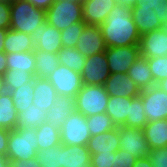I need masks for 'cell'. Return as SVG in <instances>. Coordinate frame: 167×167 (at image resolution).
Here are the masks:
<instances>
[{
	"label": "cell",
	"instance_id": "6",
	"mask_svg": "<svg viewBox=\"0 0 167 167\" xmlns=\"http://www.w3.org/2000/svg\"><path fill=\"white\" fill-rule=\"evenodd\" d=\"M91 137L86 116L75 110L60 127V140L63 145L87 146Z\"/></svg>",
	"mask_w": 167,
	"mask_h": 167
},
{
	"label": "cell",
	"instance_id": "14",
	"mask_svg": "<svg viewBox=\"0 0 167 167\" xmlns=\"http://www.w3.org/2000/svg\"><path fill=\"white\" fill-rule=\"evenodd\" d=\"M31 36L35 43V50L58 53V51L63 48L61 31L56 27L47 24V21L40 24Z\"/></svg>",
	"mask_w": 167,
	"mask_h": 167
},
{
	"label": "cell",
	"instance_id": "12",
	"mask_svg": "<svg viewBox=\"0 0 167 167\" xmlns=\"http://www.w3.org/2000/svg\"><path fill=\"white\" fill-rule=\"evenodd\" d=\"M139 46L140 55L145 58L167 55V30L162 27L141 35Z\"/></svg>",
	"mask_w": 167,
	"mask_h": 167
},
{
	"label": "cell",
	"instance_id": "24",
	"mask_svg": "<svg viewBox=\"0 0 167 167\" xmlns=\"http://www.w3.org/2000/svg\"><path fill=\"white\" fill-rule=\"evenodd\" d=\"M8 70L17 72H29L35 77V50L6 54Z\"/></svg>",
	"mask_w": 167,
	"mask_h": 167
},
{
	"label": "cell",
	"instance_id": "15",
	"mask_svg": "<svg viewBox=\"0 0 167 167\" xmlns=\"http://www.w3.org/2000/svg\"><path fill=\"white\" fill-rule=\"evenodd\" d=\"M103 86L110 96L135 98L141 93L140 88L127 73H111Z\"/></svg>",
	"mask_w": 167,
	"mask_h": 167
},
{
	"label": "cell",
	"instance_id": "22",
	"mask_svg": "<svg viewBox=\"0 0 167 167\" xmlns=\"http://www.w3.org/2000/svg\"><path fill=\"white\" fill-rule=\"evenodd\" d=\"M127 74L128 77L136 83L140 90L148 89L155 85L147 58L141 55L129 67Z\"/></svg>",
	"mask_w": 167,
	"mask_h": 167
},
{
	"label": "cell",
	"instance_id": "33",
	"mask_svg": "<svg viewBox=\"0 0 167 167\" xmlns=\"http://www.w3.org/2000/svg\"><path fill=\"white\" fill-rule=\"evenodd\" d=\"M10 93L17 112H23L24 108H27L33 104L34 78L30 82L24 83L22 86Z\"/></svg>",
	"mask_w": 167,
	"mask_h": 167
},
{
	"label": "cell",
	"instance_id": "53",
	"mask_svg": "<svg viewBox=\"0 0 167 167\" xmlns=\"http://www.w3.org/2000/svg\"><path fill=\"white\" fill-rule=\"evenodd\" d=\"M5 85H4V81H3V76L0 75V93L5 92Z\"/></svg>",
	"mask_w": 167,
	"mask_h": 167
},
{
	"label": "cell",
	"instance_id": "16",
	"mask_svg": "<svg viewBox=\"0 0 167 167\" xmlns=\"http://www.w3.org/2000/svg\"><path fill=\"white\" fill-rule=\"evenodd\" d=\"M115 5L116 0H83L84 22L88 25H102Z\"/></svg>",
	"mask_w": 167,
	"mask_h": 167
},
{
	"label": "cell",
	"instance_id": "34",
	"mask_svg": "<svg viewBox=\"0 0 167 167\" xmlns=\"http://www.w3.org/2000/svg\"><path fill=\"white\" fill-rule=\"evenodd\" d=\"M86 120L91 136L105 133L116 128V125L105 112L87 116Z\"/></svg>",
	"mask_w": 167,
	"mask_h": 167
},
{
	"label": "cell",
	"instance_id": "20",
	"mask_svg": "<svg viewBox=\"0 0 167 167\" xmlns=\"http://www.w3.org/2000/svg\"><path fill=\"white\" fill-rule=\"evenodd\" d=\"M62 167H91V153L87 146L62 144Z\"/></svg>",
	"mask_w": 167,
	"mask_h": 167
},
{
	"label": "cell",
	"instance_id": "5",
	"mask_svg": "<svg viewBox=\"0 0 167 167\" xmlns=\"http://www.w3.org/2000/svg\"><path fill=\"white\" fill-rule=\"evenodd\" d=\"M47 24L56 27L59 31L64 30L73 23L82 22V2L55 0L46 10Z\"/></svg>",
	"mask_w": 167,
	"mask_h": 167
},
{
	"label": "cell",
	"instance_id": "10",
	"mask_svg": "<svg viewBox=\"0 0 167 167\" xmlns=\"http://www.w3.org/2000/svg\"><path fill=\"white\" fill-rule=\"evenodd\" d=\"M111 74L108 67L106 52H100L86 57L81 72L82 82L85 85H104Z\"/></svg>",
	"mask_w": 167,
	"mask_h": 167
},
{
	"label": "cell",
	"instance_id": "17",
	"mask_svg": "<svg viewBox=\"0 0 167 167\" xmlns=\"http://www.w3.org/2000/svg\"><path fill=\"white\" fill-rule=\"evenodd\" d=\"M56 89L46 78L34 77V99L33 104L39 107L45 113L54 105L57 97Z\"/></svg>",
	"mask_w": 167,
	"mask_h": 167
},
{
	"label": "cell",
	"instance_id": "13",
	"mask_svg": "<svg viewBox=\"0 0 167 167\" xmlns=\"http://www.w3.org/2000/svg\"><path fill=\"white\" fill-rule=\"evenodd\" d=\"M75 48L85 57L104 52L107 47L100 27L86 24Z\"/></svg>",
	"mask_w": 167,
	"mask_h": 167
},
{
	"label": "cell",
	"instance_id": "37",
	"mask_svg": "<svg viewBox=\"0 0 167 167\" xmlns=\"http://www.w3.org/2000/svg\"><path fill=\"white\" fill-rule=\"evenodd\" d=\"M34 76L29 72H17L16 70H7L3 74L5 89L12 92L24 83L30 82Z\"/></svg>",
	"mask_w": 167,
	"mask_h": 167
},
{
	"label": "cell",
	"instance_id": "25",
	"mask_svg": "<svg viewBox=\"0 0 167 167\" xmlns=\"http://www.w3.org/2000/svg\"><path fill=\"white\" fill-rule=\"evenodd\" d=\"M130 97L110 96L107 103L106 114L116 126H122L129 115Z\"/></svg>",
	"mask_w": 167,
	"mask_h": 167
},
{
	"label": "cell",
	"instance_id": "7",
	"mask_svg": "<svg viewBox=\"0 0 167 167\" xmlns=\"http://www.w3.org/2000/svg\"><path fill=\"white\" fill-rule=\"evenodd\" d=\"M47 79L56 89L57 95L75 98L83 86L81 74L59 64Z\"/></svg>",
	"mask_w": 167,
	"mask_h": 167
},
{
	"label": "cell",
	"instance_id": "47",
	"mask_svg": "<svg viewBox=\"0 0 167 167\" xmlns=\"http://www.w3.org/2000/svg\"><path fill=\"white\" fill-rule=\"evenodd\" d=\"M7 70L6 53L0 52V75L3 76Z\"/></svg>",
	"mask_w": 167,
	"mask_h": 167
},
{
	"label": "cell",
	"instance_id": "1",
	"mask_svg": "<svg viewBox=\"0 0 167 167\" xmlns=\"http://www.w3.org/2000/svg\"><path fill=\"white\" fill-rule=\"evenodd\" d=\"M106 47L139 45L140 33L132 19V11L116 3L105 22L99 26Z\"/></svg>",
	"mask_w": 167,
	"mask_h": 167
},
{
	"label": "cell",
	"instance_id": "45",
	"mask_svg": "<svg viewBox=\"0 0 167 167\" xmlns=\"http://www.w3.org/2000/svg\"><path fill=\"white\" fill-rule=\"evenodd\" d=\"M10 130L0 128V156H6Z\"/></svg>",
	"mask_w": 167,
	"mask_h": 167
},
{
	"label": "cell",
	"instance_id": "30",
	"mask_svg": "<svg viewBox=\"0 0 167 167\" xmlns=\"http://www.w3.org/2000/svg\"><path fill=\"white\" fill-rule=\"evenodd\" d=\"M46 117L47 113L35 106V104H31L29 107L24 108L23 112H18L16 128H37L46 121Z\"/></svg>",
	"mask_w": 167,
	"mask_h": 167
},
{
	"label": "cell",
	"instance_id": "51",
	"mask_svg": "<svg viewBox=\"0 0 167 167\" xmlns=\"http://www.w3.org/2000/svg\"><path fill=\"white\" fill-rule=\"evenodd\" d=\"M9 159L6 156H0V167H9Z\"/></svg>",
	"mask_w": 167,
	"mask_h": 167
},
{
	"label": "cell",
	"instance_id": "26",
	"mask_svg": "<svg viewBox=\"0 0 167 167\" xmlns=\"http://www.w3.org/2000/svg\"><path fill=\"white\" fill-rule=\"evenodd\" d=\"M17 118L18 112L14 106L11 93L8 91L0 93V128L16 129Z\"/></svg>",
	"mask_w": 167,
	"mask_h": 167
},
{
	"label": "cell",
	"instance_id": "40",
	"mask_svg": "<svg viewBox=\"0 0 167 167\" xmlns=\"http://www.w3.org/2000/svg\"><path fill=\"white\" fill-rule=\"evenodd\" d=\"M137 159L134 155L119 148L113 156L111 167H133Z\"/></svg>",
	"mask_w": 167,
	"mask_h": 167
},
{
	"label": "cell",
	"instance_id": "4",
	"mask_svg": "<svg viewBox=\"0 0 167 167\" xmlns=\"http://www.w3.org/2000/svg\"><path fill=\"white\" fill-rule=\"evenodd\" d=\"M109 94L103 85H85L75 96V110L84 116L106 112Z\"/></svg>",
	"mask_w": 167,
	"mask_h": 167
},
{
	"label": "cell",
	"instance_id": "29",
	"mask_svg": "<svg viewBox=\"0 0 167 167\" xmlns=\"http://www.w3.org/2000/svg\"><path fill=\"white\" fill-rule=\"evenodd\" d=\"M60 61L57 53H49L41 50H35V77L46 78L56 70Z\"/></svg>",
	"mask_w": 167,
	"mask_h": 167
},
{
	"label": "cell",
	"instance_id": "52",
	"mask_svg": "<svg viewBox=\"0 0 167 167\" xmlns=\"http://www.w3.org/2000/svg\"><path fill=\"white\" fill-rule=\"evenodd\" d=\"M159 88H161L163 91L167 92V78L164 80H161L156 84Z\"/></svg>",
	"mask_w": 167,
	"mask_h": 167
},
{
	"label": "cell",
	"instance_id": "43",
	"mask_svg": "<svg viewBox=\"0 0 167 167\" xmlns=\"http://www.w3.org/2000/svg\"><path fill=\"white\" fill-rule=\"evenodd\" d=\"M0 28L10 29V0H0Z\"/></svg>",
	"mask_w": 167,
	"mask_h": 167
},
{
	"label": "cell",
	"instance_id": "2",
	"mask_svg": "<svg viewBox=\"0 0 167 167\" xmlns=\"http://www.w3.org/2000/svg\"><path fill=\"white\" fill-rule=\"evenodd\" d=\"M46 21V11L28 0H10V29L32 35Z\"/></svg>",
	"mask_w": 167,
	"mask_h": 167
},
{
	"label": "cell",
	"instance_id": "39",
	"mask_svg": "<svg viewBox=\"0 0 167 167\" xmlns=\"http://www.w3.org/2000/svg\"><path fill=\"white\" fill-rule=\"evenodd\" d=\"M154 84L167 78V55L163 57L147 58Z\"/></svg>",
	"mask_w": 167,
	"mask_h": 167
},
{
	"label": "cell",
	"instance_id": "49",
	"mask_svg": "<svg viewBox=\"0 0 167 167\" xmlns=\"http://www.w3.org/2000/svg\"><path fill=\"white\" fill-rule=\"evenodd\" d=\"M137 0H116V3L124 6V7H129L132 8L136 5Z\"/></svg>",
	"mask_w": 167,
	"mask_h": 167
},
{
	"label": "cell",
	"instance_id": "9",
	"mask_svg": "<svg viewBox=\"0 0 167 167\" xmlns=\"http://www.w3.org/2000/svg\"><path fill=\"white\" fill-rule=\"evenodd\" d=\"M119 133L120 149L134 155L136 158L147 157L150 147L145 139L143 129L116 126Z\"/></svg>",
	"mask_w": 167,
	"mask_h": 167
},
{
	"label": "cell",
	"instance_id": "11",
	"mask_svg": "<svg viewBox=\"0 0 167 167\" xmlns=\"http://www.w3.org/2000/svg\"><path fill=\"white\" fill-rule=\"evenodd\" d=\"M105 52L111 73H128L129 67L140 56V46L107 47Z\"/></svg>",
	"mask_w": 167,
	"mask_h": 167
},
{
	"label": "cell",
	"instance_id": "8",
	"mask_svg": "<svg viewBox=\"0 0 167 167\" xmlns=\"http://www.w3.org/2000/svg\"><path fill=\"white\" fill-rule=\"evenodd\" d=\"M144 103V113L147 121L167 119V92L156 84L141 90L139 95Z\"/></svg>",
	"mask_w": 167,
	"mask_h": 167
},
{
	"label": "cell",
	"instance_id": "21",
	"mask_svg": "<svg viewBox=\"0 0 167 167\" xmlns=\"http://www.w3.org/2000/svg\"><path fill=\"white\" fill-rule=\"evenodd\" d=\"M143 131L150 149L167 147V119L149 121Z\"/></svg>",
	"mask_w": 167,
	"mask_h": 167
},
{
	"label": "cell",
	"instance_id": "44",
	"mask_svg": "<svg viewBox=\"0 0 167 167\" xmlns=\"http://www.w3.org/2000/svg\"><path fill=\"white\" fill-rule=\"evenodd\" d=\"M10 167H40V164L37 162V158L30 159H20V160H11Z\"/></svg>",
	"mask_w": 167,
	"mask_h": 167
},
{
	"label": "cell",
	"instance_id": "23",
	"mask_svg": "<svg viewBox=\"0 0 167 167\" xmlns=\"http://www.w3.org/2000/svg\"><path fill=\"white\" fill-rule=\"evenodd\" d=\"M30 50H35V43L31 35L7 29V34L4 40V52L6 54Z\"/></svg>",
	"mask_w": 167,
	"mask_h": 167
},
{
	"label": "cell",
	"instance_id": "18",
	"mask_svg": "<svg viewBox=\"0 0 167 167\" xmlns=\"http://www.w3.org/2000/svg\"><path fill=\"white\" fill-rule=\"evenodd\" d=\"M87 148L91 155L101 152H117L120 148L119 133L117 128L105 133L91 136L88 141Z\"/></svg>",
	"mask_w": 167,
	"mask_h": 167
},
{
	"label": "cell",
	"instance_id": "27",
	"mask_svg": "<svg viewBox=\"0 0 167 167\" xmlns=\"http://www.w3.org/2000/svg\"><path fill=\"white\" fill-rule=\"evenodd\" d=\"M35 136L37 138L38 151L61 144L60 129L46 121L36 128Z\"/></svg>",
	"mask_w": 167,
	"mask_h": 167
},
{
	"label": "cell",
	"instance_id": "42",
	"mask_svg": "<svg viewBox=\"0 0 167 167\" xmlns=\"http://www.w3.org/2000/svg\"><path fill=\"white\" fill-rule=\"evenodd\" d=\"M115 152L91 155V167H111Z\"/></svg>",
	"mask_w": 167,
	"mask_h": 167
},
{
	"label": "cell",
	"instance_id": "50",
	"mask_svg": "<svg viewBox=\"0 0 167 167\" xmlns=\"http://www.w3.org/2000/svg\"><path fill=\"white\" fill-rule=\"evenodd\" d=\"M7 34V29L0 28V52H4V40Z\"/></svg>",
	"mask_w": 167,
	"mask_h": 167
},
{
	"label": "cell",
	"instance_id": "36",
	"mask_svg": "<svg viewBox=\"0 0 167 167\" xmlns=\"http://www.w3.org/2000/svg\"><path fill=\"white\" fill-rule=\"evenodd\" d=\"M131 10H151L164 25L167 23V0H137Z\"/></svg>",
	"mask_w": 167,
	"mask_h": 167
},
{
	"label": "cell",
	"instance_id": "38",
	"mask_svg": "<svg viewBox=\"0 0 167 167\" xmlns=\"http://www.w3.org/2000/svg\"><path fill=\"white\" fill-rule=\"evenodd\" d=\"M86 23L84 21L73 23L61 31V42L64 48L75 47Z\"/></svg>",
	"mask_w": 167,
	"mask_h": 167
},
{
	"label": "cell",
	"instance_id": "41",
	"mask_svg": "<svg viewBox=\"0 0 167 167\" xmlns=\"http://www.w3.org/2000/svg\"><path fill=\"white\" fill-rule=\"evenodd\" d=\"M147 157L153 167H167V147L151 149Z\"/></svg>",
	"mask_w": 167,
	"mask_h": 167
},
{
	"label": "cell",
	"instance_id": "19",
	"mask_svg": "<svg viewBox=\"0 0 167 167\" xmlns=\"http://www.w3.org/2000/svg\"><path fill=\"white\" fill-rule=\"evenodd\" d=\"M75 111V98L58 95L53 106L48 110L46 122L59 128L63 122Z\"/></svg>",
	"mask_w": 167,
	"mask_h": 167
},
{
	"label": "cell",
	"instance_id": "48",
	"mask_svg": "<svg viewBox=\"0 0 167 167\" xmlns=\"http://www.w3.org/2000/svg\"><path fill=\"white\" fill-rule=\"evenodd\" d=\"M133 167H153L148 157L138 158Z\"/></svg>",
	"mask_w": 167,
	"mask_h": 167
},
{
	"label": "cell",
	"instance_id": "28",
	"mask_svg": "<svg viewBox=\"0 0 167 167\" xmlns=\"http://www.w3.org/2000/svg\"><path fill=\"white\" fill-rule=\"evenodd\" d=\"M131 11L132 19L135 22L140 35L164 27L162 21L158 19L157 14L153 13L151 10Z\"/></svg>",
	"mask_w": 167,
	"mask_h": 167
},
{
	"label": "cell",
	"instance_id": "54",
	"mask_svg": "<svg viewBox=\"0 0 167 167\" xmlns=\"http://www.w3.org/2000/svg\"><path fill=\"white\" fill-rule=\"evenodd\" d=\"M66 1L83 2V0H66Z\"/></svg>",
	"mask_w": 167,
	"mask_h": 167
},
{
	"label": "cell",
	"instance_id": "46",
	"mask_svg": "<svg viewBox=\"0 0 167 167\" xmlns=\"http://www.w3.org/2000/svg\"><path fill=\"white\" fill-rule=\"evenodd\" d=\"M31 2L35 7L47 10L55 0H28Z\"/></svg>",
	"mask_w": 167,
	"mask_h": 167
},
{
	"label": "cell",
	"instance_id": "35",
	"mask_svg": "<svg viewBox=\"0 0 167 167\" xmlns=\"http://www.w3.org/2000/svg\"><path fill=\"white\" fill-rule=\"evenodd\" d=\"M36 158L40 167H62V144L39 150Z\"/></svg>",
	"mask_w": 167,
	"mask_h": 167
},
{
	"label": "cell",
	"instance_id": "3",
	"mask_svg": "<svg viewBox=\"0 0 167 167\" xmlns=\"http://www.w3.org/2000/svg\"><path fill=\"white\" fill-rule=\"evenodd\" d=\"M36 128L10 130L6 157L11 160L35 158L38 152Z\"/></svg>",
	"mask_w": 167,
	"mask_h": 167
},
{
	"label": "cell",
	"instance_id": "31",
	"mask_svg": "<svg viewBox=\"0 0 167 167\" xmlns=\"http://www.w3.org/2000/svg\"><path fill=\"white\" fill-rule=\"evenodd\" d=\"M60 64L65 65L71 70L81 74L86 57L83 56L75 47L62 48L57 53Z\"/></svg>",
	"mask_w": 167,
	"mask_h": 167
},
{
	"label": "cell",
	"instance_id": "32",
	"mask_svg": "<svg viewBox=\"0 0 167 167\" xmlns=\"http://www.w3.org/2000/svg\"><path fill=\"white\" fill-rule=\"evenodd\" d=\"M143 109L144 103L140 96L131 98L129 115L122 126L143 129L148 123Z\"/></svg>",
	"mask_w": 167,
	"mask_h": 167
}]
</instances>
